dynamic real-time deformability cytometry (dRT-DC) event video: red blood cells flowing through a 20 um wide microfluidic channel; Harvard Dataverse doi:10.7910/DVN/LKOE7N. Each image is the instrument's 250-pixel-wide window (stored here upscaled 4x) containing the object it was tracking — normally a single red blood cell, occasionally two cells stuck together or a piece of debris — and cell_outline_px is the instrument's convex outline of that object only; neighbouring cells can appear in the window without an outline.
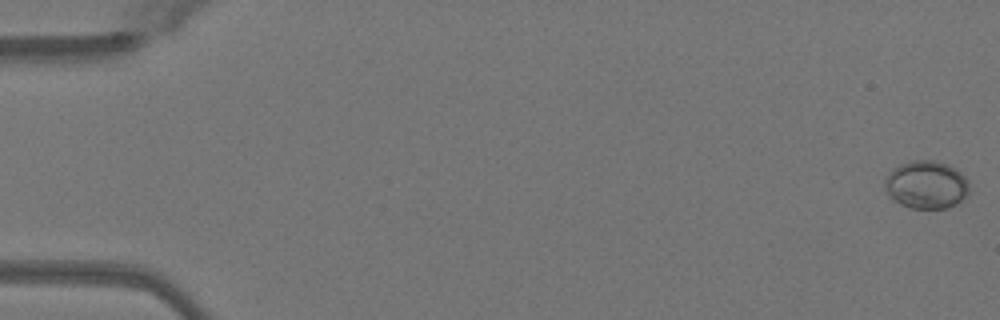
{"species": "Egyptian fruit bat (a non-hibernating species)", "species_latin": "Rousettus aegyptiacus", "temperature_condition": "warm", "stored_images_in_passage": 50, "camera_frame_rate_fps": 3000, "um_per_image_px": 0.085, "animal": {"sex": "female"}, "frame": {"image": 1, "passage_image": 1, "time_ms": 0.0, "image_size_px": [1000, 320], "cell_outline_px": [[968, 196], [964, 200], [948, 208], [912, 208], [900, 204], [888, 196], [884, 184], [884, 180], [888, 172], [892, 168], [900, 164], [912, 160], [936, 160], [948, 164], [956, 168], [968, 180]], "centroid_in_image_um": [78.74, 15.69], "position_along_channel_um": 6.3, "area_um2": 23.99}}
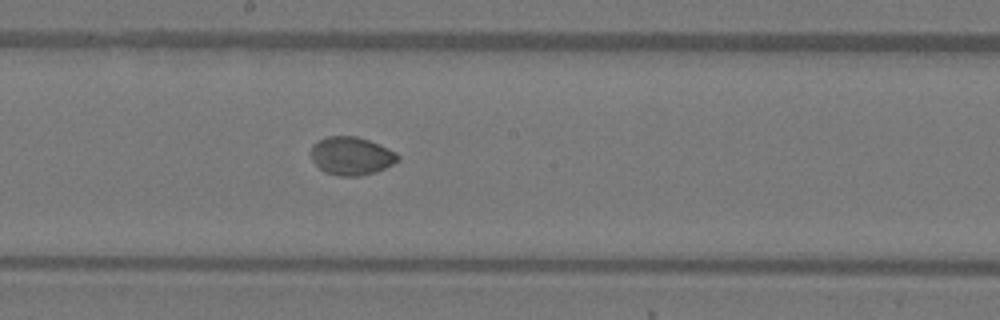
{"frame": {"image": 2, "passage_image": 28, "time_ms": 9.0, "image_size_px": [1000, 320], "cell_outline_px": [[400, 160], [376, 172], [360, 176], [340, 176], [324, 172], [312, 160], [312, 144], [316, 140], [328, 136], [356, 136], [368, 140], [396, 152], [400, 156]], "centroid_in_image_um": [29.86, 13.25], "position_along_channel_um": 218.3, "area_um2": 19.31}}
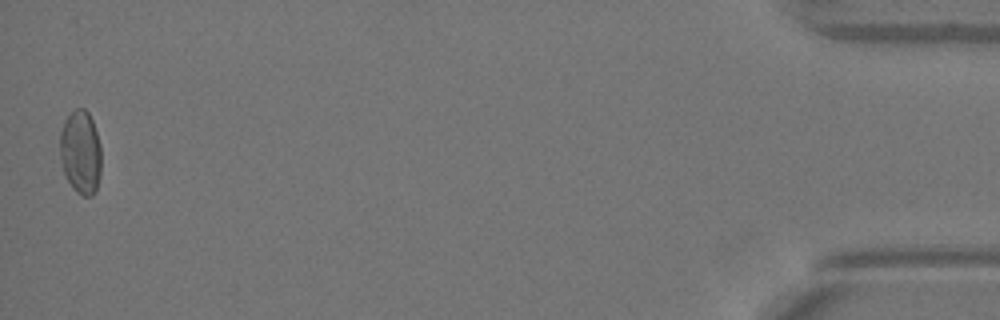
{"frame": {"image": 3, "passage_image": 50, "time_ms": 16.333, "image_size_px": [1000, 320], "cell_outline_px": [[100, 176], [96, 188], [92, 196], [84, 196], [76, 192], [72, 188], [64, 172], [60, 156], [60, 132], [64, 120], [76, 108], [84, 108], [88, 112], [92, 120], [100, 144]], "centroid_in_image_um": [6.84, 12.94], "position_along_channel_um": 428.4, "area_um2": 20.06}}